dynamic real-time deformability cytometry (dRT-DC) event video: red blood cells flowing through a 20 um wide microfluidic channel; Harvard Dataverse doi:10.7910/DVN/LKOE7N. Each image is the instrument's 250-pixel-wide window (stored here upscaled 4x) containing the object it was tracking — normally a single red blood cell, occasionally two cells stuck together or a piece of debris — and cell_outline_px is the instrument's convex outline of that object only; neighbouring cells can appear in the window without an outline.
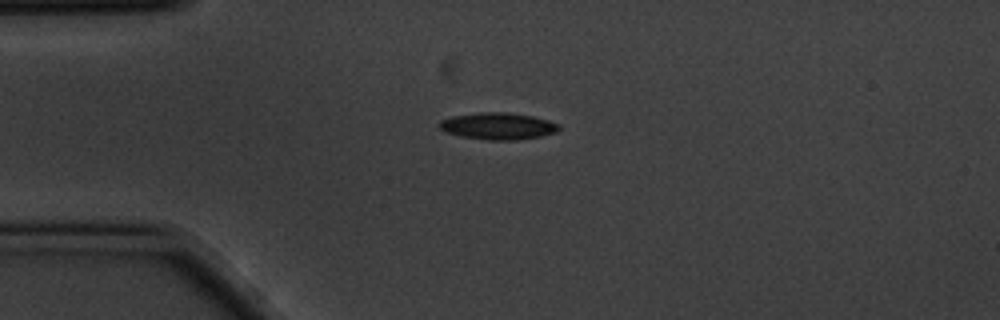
{"species": "common noctule bat (a hibernating species)", "species_latin": "Nyctalus noctula", "temperature_condition": "cold", "stored_images_in_passage": 7, "camera_frame_rate_fps": 3000, "um_per_image_px": 0.085, "animal": {"sex": "male", "body_mass_g": 20.1, "forearm_length_mm": 53.5}, "frame": {"image": 1, "passage_image": 3, "time_ms": 0.667, "image_size_px": [1000, 320], "cell_outline_px": [[560, 128], [556, 132], [540, 136], [516, 140], [488, 140], [460, 136], [444, 132], [440, 128], [440, 120], [452, 116], [480, 112], [508, 112], [532, 116], [548, 120], [560, 124]], "centroid_in_image_um": [42.33, 10.71], "position_along_channel_um": 42.7, "area_um2": 18.73}}